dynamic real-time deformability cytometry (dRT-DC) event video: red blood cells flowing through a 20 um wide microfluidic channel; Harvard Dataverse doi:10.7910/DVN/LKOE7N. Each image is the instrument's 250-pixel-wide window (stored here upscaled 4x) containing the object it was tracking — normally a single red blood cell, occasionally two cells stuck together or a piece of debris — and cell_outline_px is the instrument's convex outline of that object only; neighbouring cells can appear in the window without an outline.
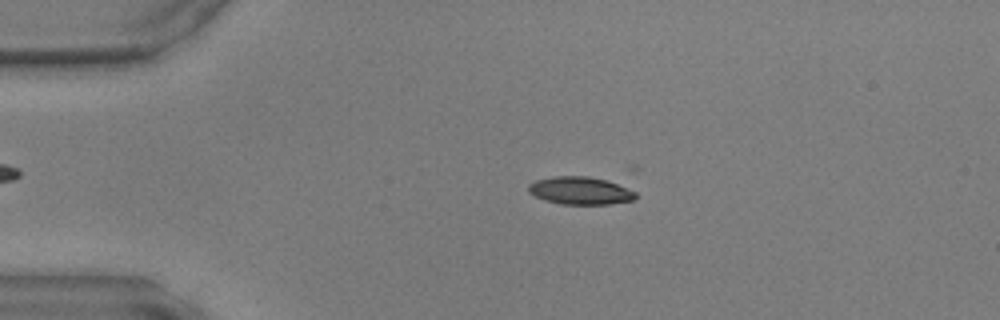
{"species": "common noctule bat (a hibernating species)", "species_latin": "Nyctalus noctula", "temperature_condition": "warm", "stored_images_in_passage": 9, "camera_frame_rate_fps": 3000, "um_per_image_px": 0.085, "animal": {"sex": "male", "body_mass_g": 17.9, "forearm_length_mm": 54.2}, "frame": {"image": 1, "passage_image": 4, "time_ms": 1.0, "image_size_px": [1000, 320], "cell_outline_px": [[636, 196], [632, 200], [612, 204], [560, 204], [544, 200], [528, 192], [528, 184], [536, 180], [552, 176], [588, 176], [604, 180], [616, 184], [636, 192]], "centroid_in_image_um": [49.27, 16.21], "position_along_channel_um": 35.7, "area_um2": 17.17}}